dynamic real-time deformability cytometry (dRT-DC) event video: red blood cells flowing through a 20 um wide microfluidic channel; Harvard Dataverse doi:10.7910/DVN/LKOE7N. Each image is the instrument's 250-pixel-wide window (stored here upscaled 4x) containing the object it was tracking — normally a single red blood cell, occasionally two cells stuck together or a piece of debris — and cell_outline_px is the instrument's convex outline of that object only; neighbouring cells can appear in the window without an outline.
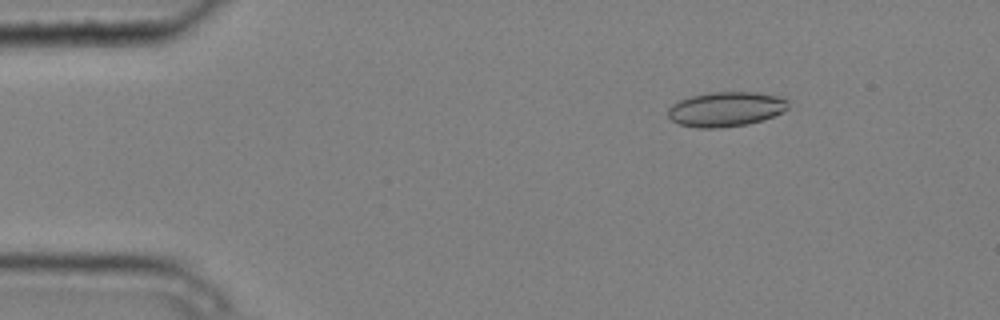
{"species": "common noctule bat (a hibernating species)", "species_latin": "Nyctalus noctula", "temperature_condition": "cold", "stored_images_in_passage": 6, "camera_frame_rate_fps": 3000, "um_per_image_px": 0.085, "animal": {"sex": "male", "body_mass_g": 20.4}, "frame": {"image": 1, "passage_image": 2, "time_ms": 0.333, "image_size_px": [1000, 320], "cell_outline_px": [[788, 108], [764, 120], [748, 124], [720, 128], [696, 128], [680, 124], [672, 120], [668, 116], [668, 108], [672, 104], [680, 100], [692, 96], [708, 92], [756, 92], [776, 96], [788, 100]], "centroid_in_image_um": [61.68, 9.28], "position_along_channel_um": 23.3, "area_um2": 24.28}}
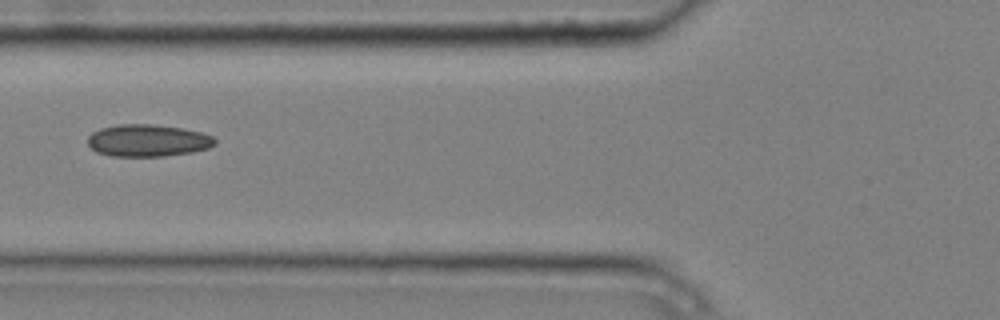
{"frame": {"image": 2, "passage_image": 5, "time_ms": 1.333, "image_size_px": [1000, 320], "cell_outline_px": [[216, 144], [208, 148], [192, 152], [164, 156], [112, 156], [96, 152], [88, 144], [88, 136], [92, 132], [100, 128], [116, 124], [152, 124], [184, 128], [200, 132], [212, 136], [216, 140]], "centroid_in_image_um": [12.55, 11.94], "position_along_channel_um": 113.2, "area_um2": 23.93}}
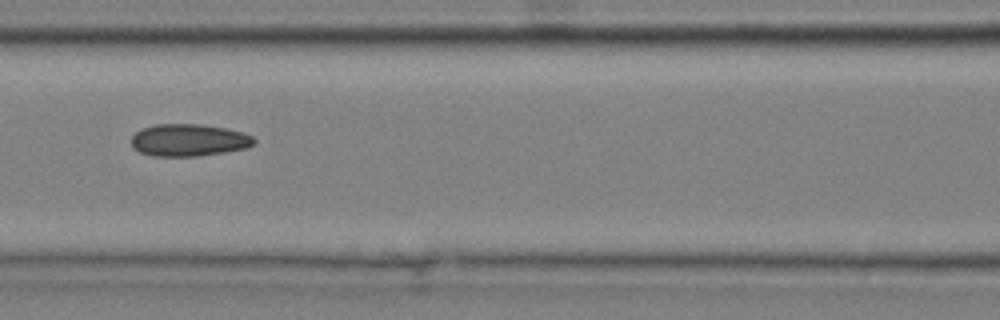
{"frame": {"image": 3, "passage_image": 6, "time_ms": 1.667, "image_size_px": [1000, 320], "cell_outline_px": [[256, 140], [248, 148], [224, 152], [196, 156], [152, 156], [140, 152], [132, 148], [132, 136], [140, 128], [156, 124], [200, 124], [224, 128], [244, 132], [252, 136]], "centroid_in_image_um": [16.03, 11.91], "position_along_channel_um": 150.6, "area_um2": 23.12}}